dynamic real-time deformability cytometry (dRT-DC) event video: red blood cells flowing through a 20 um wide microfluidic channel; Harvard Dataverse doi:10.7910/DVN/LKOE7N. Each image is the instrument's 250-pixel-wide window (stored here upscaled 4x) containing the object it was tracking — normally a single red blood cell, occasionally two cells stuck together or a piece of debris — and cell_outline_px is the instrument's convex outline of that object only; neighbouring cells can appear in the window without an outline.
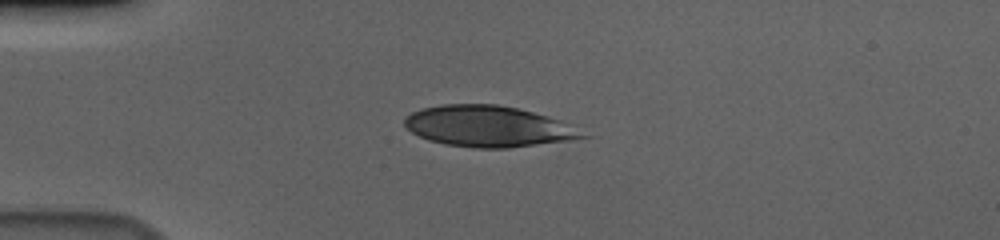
{"species": "human", "species_latin": "Homo sapiens", "temperature_condition": "cold", "stored_images_in_passage": 43, "camera_frame_rate_fps": 3000, "um_per_image_px": 0.085, "donor": {"sex": "male"}, "frame": {"image": 1, "passage_image": 1, "time_ms": 0.0, "image_size_px": [1000, 240], "cell_outline_px": [[592, 136], [568, 140], [508, 148], [476, 148], [444, 144], [428, 140], [412, 132], [404, 124], [404, 120], [412, 112], [424, 108], [444, 104], [496, 104], [516, 108], [548, 116], [560, 120]], "centroid_in_image_um": [41.5, 10.74], "position_along_channel_um": 43.5, "area_um2": 42.19}}
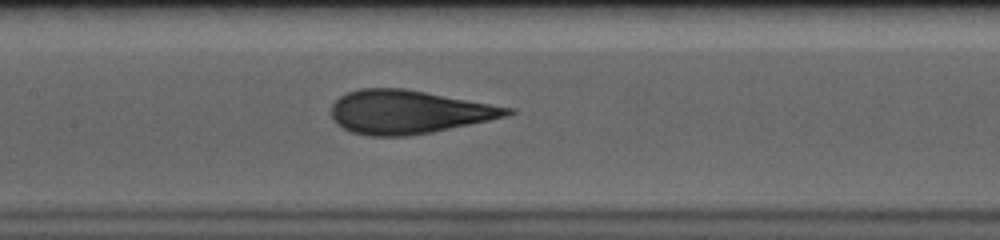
{"frame": {"image": 2, "passage_image": 14, "time_ms": 4.333, "image_size_px": [1000, 240], "cell_outline_px": [[516, 112], [508, 116], [432, 132], [408, 136], [368, 136], [352, 132], [336, 124], [332, 116], [332, 104], [340, 96], [348, 92], [360, 88], [404, 88], [516, 108]], "centroid_in_image_um": [34.75, 9.51], "position_along_channel_um": 172.7, "area_um2": 44.68}}
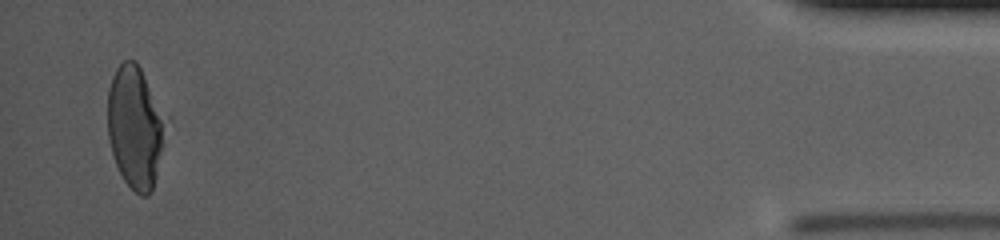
{"frame": {"image": 3, "passage_image": 41, "time_ms": 13.333, "image_size_px": [1000, 240], "cell_outline_px": [[160, 148], [156, 176], [152, 192], [148, 196], [140, 196], [124, 180], [116, 164], [112, 152], [108, 136], [108, 88], [112, 76], [116, 68], [124, 60], [136, 60], [140, 68], [160, 116]], "centroid_in_image_um": [11.37, 10.84], "position_along_channel_um": 423.8, "area_um2": 38.84}, "authors_computed_cell_mechanics": {"area_um2": 44.1014, "velocity_mm_per_s": 3.6582, "shape_relaxation_time_tau1_ms": 5.0824, "shape_relaxation_time_tau2_ms": null, "deformation_change_tau1": 0.1795, "deformation_change_tau2": null}}